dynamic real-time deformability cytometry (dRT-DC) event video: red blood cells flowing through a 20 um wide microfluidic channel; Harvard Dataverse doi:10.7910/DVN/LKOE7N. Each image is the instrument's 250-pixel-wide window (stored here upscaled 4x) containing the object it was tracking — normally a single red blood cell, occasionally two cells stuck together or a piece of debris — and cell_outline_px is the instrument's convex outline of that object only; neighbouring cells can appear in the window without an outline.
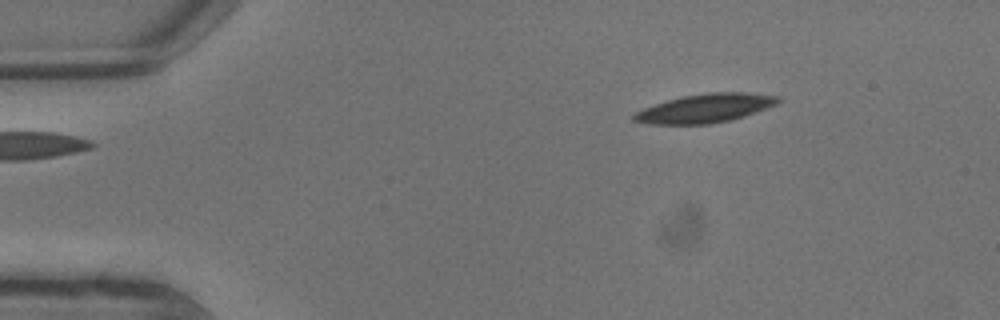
{"species": "common noctule bat (a hibernating species)", "species_latin": "Nyctalus noctula", "temperature_condition": "warm", "stored_images_in_passage": 2, "camera_frame_rate_fps": 3000, "um_per_image_px": 0.085, "animal": {"sex": "male", "body_mass_g": 13.3}, "frame": {"image": 1, "passage_image": 2, "time_ms": 0.333, "image_size_px": [1000, 320], "cell_outline_px": [[780, 100], [776, 104], [744, 116], [728, 120], [708, 124], [648, 124], [632, 120], [632, 116], [636, 112], [644, 108], [680, 96], [708, 92], [744, 92], [780, 96]], "centroid_in_image_um": [59.92, 9.19], "position_along_channel_um": 25.1, "area_um2": 23.93}}